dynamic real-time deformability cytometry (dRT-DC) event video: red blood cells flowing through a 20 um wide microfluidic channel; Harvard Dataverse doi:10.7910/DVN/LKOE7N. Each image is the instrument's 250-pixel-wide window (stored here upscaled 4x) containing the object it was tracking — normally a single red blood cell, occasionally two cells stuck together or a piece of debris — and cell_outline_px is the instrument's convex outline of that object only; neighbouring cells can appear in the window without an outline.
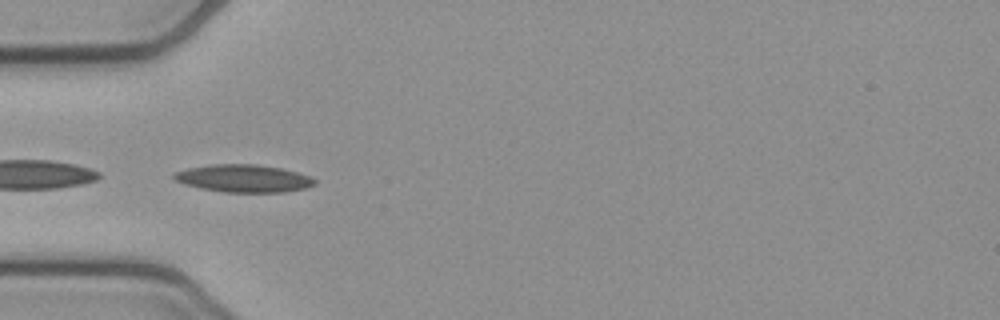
{"species": "common noctule bat (a hibernating species)", "species_latin": "Nyctalus noctula", "temperature_condition": "cold", "stored_images_in_passage": 54, "camera_frame_rate_fps": 3000, "um_per_image_px": 0.085, "animal": {"sex": "female", "body_mass_g": 21.9}, "frame": {"image": 1, "passage_image": 17, "time_ms": 5.333, "image_size_px": [1000, 320], "cell_outline_px": [[316, 184], [304, 188], [284, 192], [224, 192], [200, 188], [184, 184], [172, 180], [172, 172], [188, 168], [212, 164], [256, 164], [280, 168], [296, 172], [308, 176], [316, 180]], "centroid_in_image_um": [20.63, 15.16], "position_along_channel_um": 64.4, "area_um2": 22.66}}
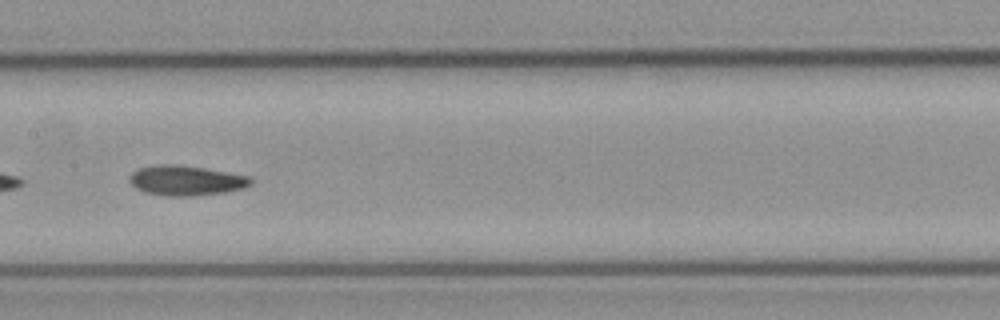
{"frame": {"image": 2, "passage_image": 27, "time_ms": 8.667, "image_size_px": [1000, 320], "cell_outline_px": [[252, 184], [244, 188], [224, 192], [192, 196], [168, 196], [144, 192], [136, 188], [128, 180], [128, 176], [132, 172], [140, 168], [156, 164], [176, 164], [204, 168], [248, 176], [252, 180]], "centroid_in_image_um": [15.78, 15.34], "position_along_channel_um": 191.6, "area_um2": 21.15}}
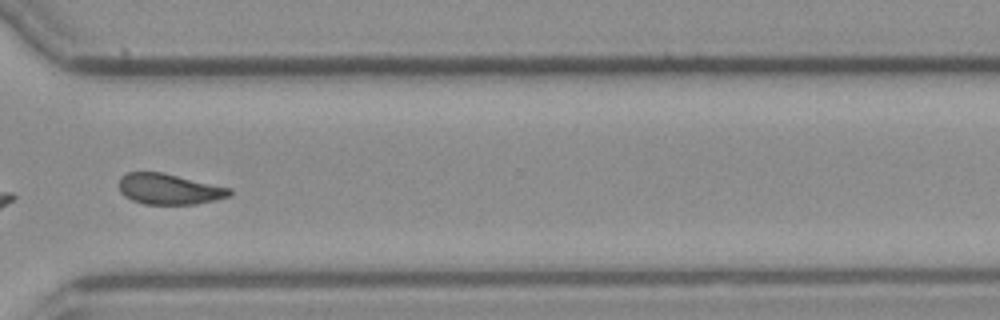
{"frame": {"image": 3, "passage_image": 40, "time_ms": 13.0, "image_size_px": [1000, 320], "cell_outline_px": [[232, 192], [228, 196], [196, 204], [144, 204], [132, 200], [124, 196], [120, 192], [120, 176], [128, 172], [160, 172], [232, 188]], "centroid_in_image_um": [14.35, 16.07], "position_along_channel_um": 356.3, "area_um2": 19.59}, "authors_computed_cell_mechanics": {"area_um2": 20.5479, "velocity_mm_per_s": 3.8146, "shape_relaxation_time_tau1_ms": 4.305, "shape_relaxation_time_tau2_ms": 3.5648, "deformation_change_tau1": 0.1462, "deformation_change_tau2": 0.1033}}